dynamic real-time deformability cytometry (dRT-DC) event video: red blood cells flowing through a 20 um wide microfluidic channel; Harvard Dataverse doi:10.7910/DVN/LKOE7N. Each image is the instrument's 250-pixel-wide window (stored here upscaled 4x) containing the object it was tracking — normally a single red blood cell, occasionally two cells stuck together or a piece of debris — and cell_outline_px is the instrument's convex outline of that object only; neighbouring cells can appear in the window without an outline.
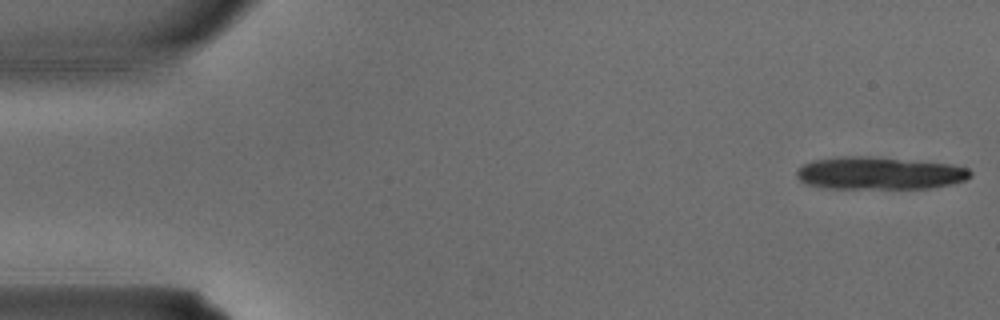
{"species": "common noctule bat (a hibernating species)", "species_latin": "Nyctalus noctula", "temperature_condition": "warm", "stored_images_in_passage": 4, "segment_of_instrument_passage": [2, 2], "camera_frame_rate_fps": 3000, "um_per_image_px": 0.085, "animal": {"sex": "male", "body_mass_g": 15.6}, "frame": {"image": 1, "passage_image": 4, "time_ms": 1.0, "image_size_px": [1000, 320], "cell_outline_px": [[972, 176], [964, 180], [952, 184], [928, 188], [828, 188], [804, 184], [796, 176], [796, 168], [812, 160], [836, 156], [872, 156], [952, 164], [968, 168], [972, 172]], "centroid_in_image_um": [74.72, 14.71], "position_along_channel_um": 10.3, "area_um2": 33.29}}